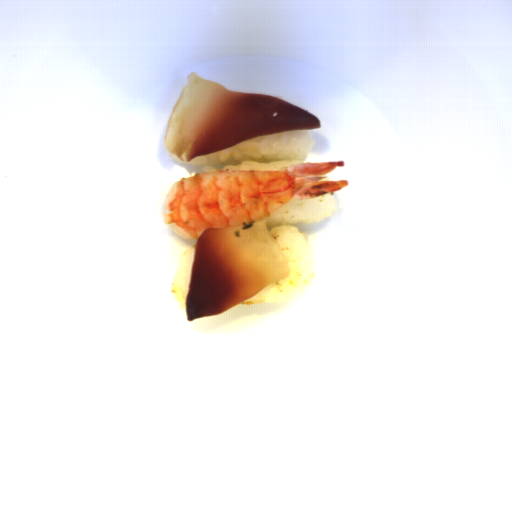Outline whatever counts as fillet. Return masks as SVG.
<instances>
[{
  "label": "fillet",
  "mask_w": 512,
  "mask_h": 512,
  "mask_svg": "<svg viewBox=\"0 0 512 512\" xmlns=\"http://www.w3.org/2000/svg\"><path fill=\"white\" fill-rule=\"evenodd\" d=\"M308 129H321L319 117L289 101L230 90L192 72L169 116L164 145L184 162L251 138Z\"/></svg>",
  "instance_id": "obj_1"
},
{
  "label": "fillet",
  "mask_w": 512,
  "mask_h": 512,
  "mask_svg": "<svg viewBox=\"0 0 512 512\" xmlns=\"http://www.w3.org/2000/svg\"><path fill=\"white\" fill-rule=\"evenodd\" d=\"M290 273L268 219L207 228L195 243L184 303L186 321L223 314Z\"/></svg>",
  "instance_id": "obj_2"
}]
</instances>
